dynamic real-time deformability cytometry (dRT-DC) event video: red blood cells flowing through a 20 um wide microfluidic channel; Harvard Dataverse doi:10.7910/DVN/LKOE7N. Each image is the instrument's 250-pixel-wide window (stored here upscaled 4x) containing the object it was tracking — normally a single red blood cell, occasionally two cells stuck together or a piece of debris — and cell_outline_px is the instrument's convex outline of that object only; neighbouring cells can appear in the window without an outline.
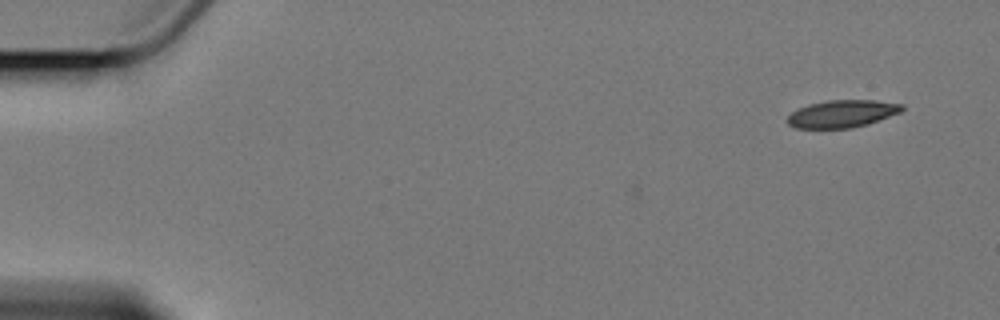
{"species": "Egyptian fruit bat (a non-hibernating species)", "species_latin": "Rousettus aegyptiacus", "temperature_condition": "cold", "stored_images_in_passage": 5, "camera_frame_rate_fps": 3000, "um_per_image_px": 0.085, "animal": {"sex": "female"}, "frame": {"image": 1, "passage_image": 1, "time_ms": 0.0, "image_size_px": [1000, 320], "cell_outline_px": [[904, 108], [900, 112], [864, 124], [848, 128], [796, 128], [788, 124], [788, 116], [792, 112], [808, 104], [828, 100], [876, 100], [904, 104]], "centroid_in_image_um": [71.57, 9.65], "position_along_channel_um": 13.4, "area_um2": 17.98}}